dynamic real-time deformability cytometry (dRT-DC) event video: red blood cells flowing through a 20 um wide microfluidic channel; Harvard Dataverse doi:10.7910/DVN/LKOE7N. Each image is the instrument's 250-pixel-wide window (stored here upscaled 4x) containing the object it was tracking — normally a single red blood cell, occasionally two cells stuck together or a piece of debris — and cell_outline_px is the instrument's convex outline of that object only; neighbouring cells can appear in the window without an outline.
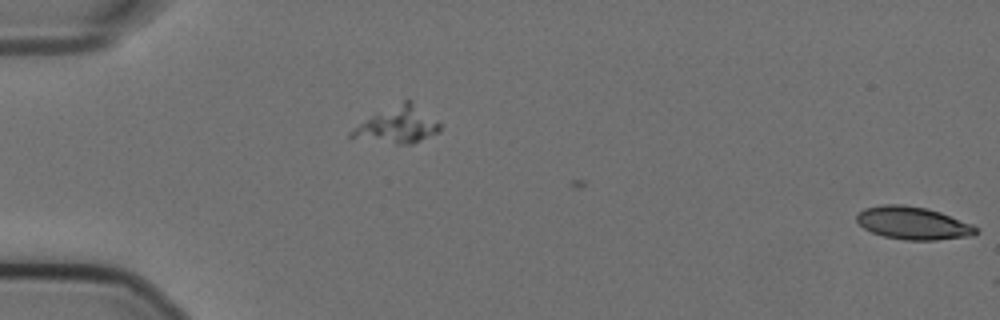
{"species": "Egyptian fruit bat (a non-hibernating species)", "species_latin": "Rousettus aegyptiacus", "temperature_condition": "cold", "stored_images_in_passage": 2, "segment_of_instrument_passage": [2, 2], "camera_frame_rate_fps": 3000, "um_per_image_px": 0.085, "animal": {"sex": "female"}, "frame": {"image": 1, "passage_image": 2, "time_ms": 0.333, "image_size_px": [1000, 320], "cell_outline_px": [[980, 232], [972, 236], [936, 240], [904, 240], [884, 236], [872, 232], [864, 228], [856, 220], [856, 216], [864, 208], [884, 204], [904, 204], [924, 208], [940, 212], [972, 224]], "centroid_in_image_um": [77.62, 18.97], "position_along_channel_um": 7.4, "area_um2": 22.72}}